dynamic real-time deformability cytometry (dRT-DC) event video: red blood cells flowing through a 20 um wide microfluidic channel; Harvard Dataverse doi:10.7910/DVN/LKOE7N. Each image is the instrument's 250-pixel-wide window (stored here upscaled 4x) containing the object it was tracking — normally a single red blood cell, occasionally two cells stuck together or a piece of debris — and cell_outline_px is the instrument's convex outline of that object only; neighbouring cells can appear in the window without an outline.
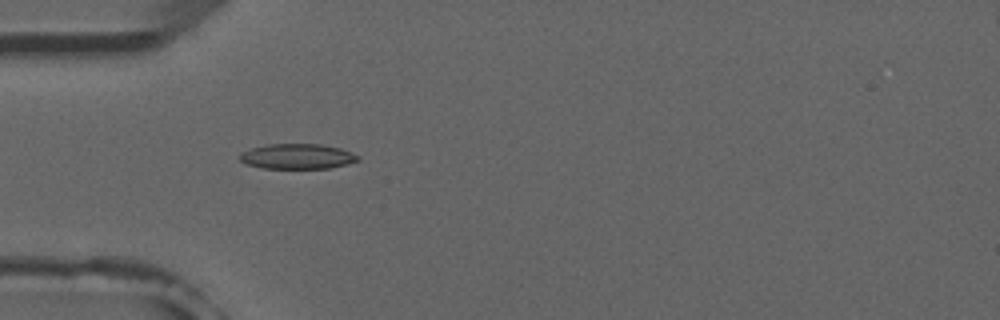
{"species": "common noctule bat (a hibernating species)", "species_latin": "Nyctalus noctula", "temperature_condition": "room temperature", "stored_images_in_passage": 3, "camera_frame_rate_fps": 3000, "um_per_image_px": 0.085, "animal": {"sex": "male", "forearm_length_mm": 52.5}, "frame": {"image": 1, "passage_image": 2, "time_ms": 1.0, "image_size_px": [1000, 320], "cell_outline_px": [[360, 160], [348, 164], [332, 168], [264, 168], [248, 164], [240, 160], [236, 156], [240, 152], [252, 148], [268, 144], [320, 144], [340, 148], [352, 152], [360, 156]], "centroid_in_image_um": [25.29, 13.29], "position_along_channel_um": 59.7, "area_um2": 17.46}}
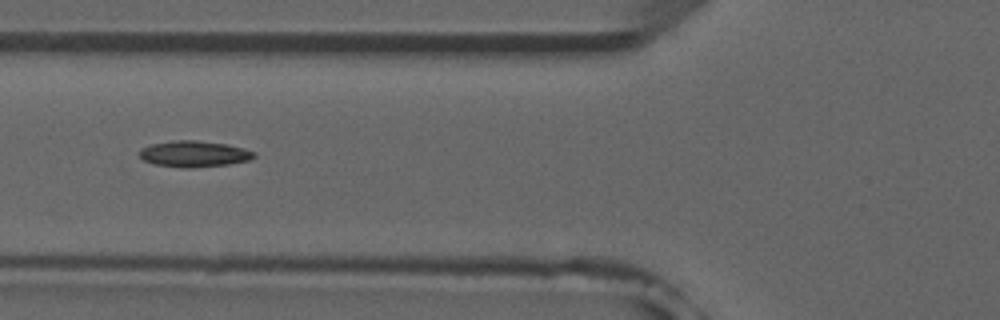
{"frame": {"image": 2, "passage_image": 3, "time_ms": 2.333, "image_size_px": [1000, 320], "cell_outline_px": [[256, 156], [248, 160], [228, 164], [188, 168], [184, 168], [156, 164], [144, 160], [140, 156], [140, 148], [148, 144], [176, 140], [196, 140], [228, 144], [256, 152]], "centroid_in_image_um": [16.49, 13.07], "position_along_channel_um": 109.3, "area_um2": 17.4}}